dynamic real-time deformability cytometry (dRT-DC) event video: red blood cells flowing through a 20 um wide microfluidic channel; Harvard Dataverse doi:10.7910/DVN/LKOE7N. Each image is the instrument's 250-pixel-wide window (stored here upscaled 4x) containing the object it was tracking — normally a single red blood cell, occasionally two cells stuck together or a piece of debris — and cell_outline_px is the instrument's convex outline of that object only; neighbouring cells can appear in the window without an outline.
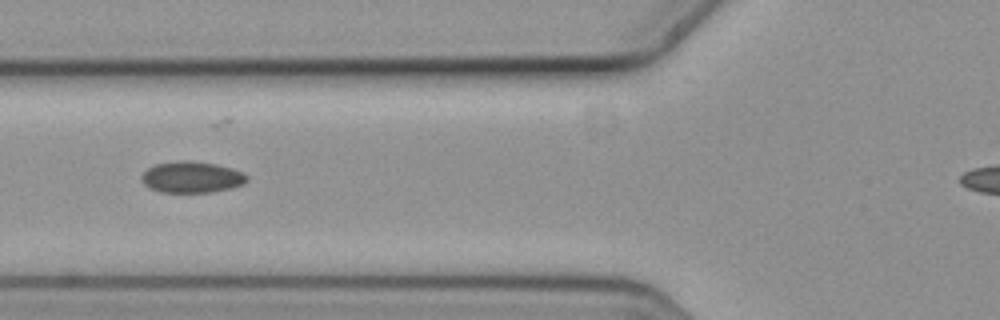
{"species": "common noctule bat (a hibernating species)", "species_latin": "Nyctalus noctula", "temperature_condition": "cold", "stored_images_in_passage": 6, "camera_frame_rate_fps": 3000, "um_per_image_px": 0.085, "animal": {"sex": "female", "body_mass_g": 19.3, "forearm_length_mm": 54.1}, "frame": {"image": 1, "passage_image": 3, "time_ms": 0.667, "image_size_px": [1000, 320], "cell_outline_px": [[248, 180], [244, 184], [232, 188], [212, 192], [160, 192], [144, 184], [140, 176], [148, 168], [156, 164], [180, 160], [188, 160], [216, 164], [232, 168], [244, 172], [248, 176]], "centroid_in_image_um": [16.34, 15.05], "position_along_channel_um": 109.5, "area_um2": 19.31}}
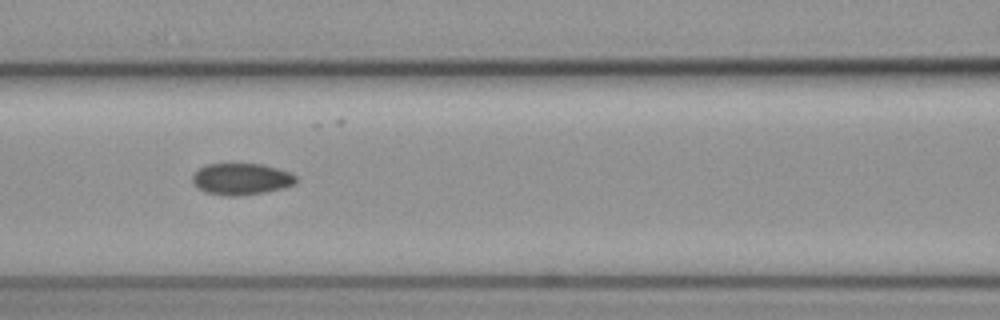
{"frame": {"image": 2, "passage_image": 4, "time_ms": 1.0, "image_size_px": [1000, 320], "cell_outline_px": [[296, 180], [292, 184], [280, 188], [264, 192], [236, 196], [228, 196], [208, 192], [200, 188], [192, 180], [192, 176], [200, 168], [208, 164], [260, 164], [292, 172], [296, 176]], "centroid_in_image_um": [20.52, 15.2], "position_along_channel_um": 146.1, "area_um2": 18.55}}